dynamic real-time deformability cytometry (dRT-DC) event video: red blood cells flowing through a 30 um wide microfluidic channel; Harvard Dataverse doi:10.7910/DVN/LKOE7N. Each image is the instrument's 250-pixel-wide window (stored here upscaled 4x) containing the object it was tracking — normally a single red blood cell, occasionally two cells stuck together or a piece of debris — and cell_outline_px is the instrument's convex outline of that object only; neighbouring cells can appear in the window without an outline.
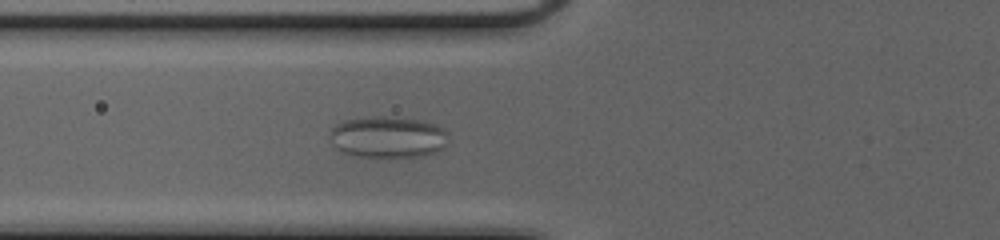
{"species": "common noctule bat (a hibernating species)", "species_latin": "Nyctalus noctula", "temperature_condition": "cold", "stored_images_in_passage": 37, "camera_frame_rate_fps": 3000, "um_per_image_px": 0.085, "animal": {"sex": "female", "body_mass_g": 20.0, "forearm_length_mm": 54.0}, "frame": {"image": 1, "passage_image": 4, "time_ms": 1.0, "image_size_px": [1000, 240], "cell_outline_px": [[448, 132], [444, 144], [440, 148], [432, 152], [420, 156], [396, 160], [388, 160], [356, 156], [344, 152], [340, 148], [332, 132], [332, 128], [336, 124], [344, 120], [368, 116], [384, 116], [416, 120], [436, 124]], "centroid_in_image_um": [33.01, 11.68], "position_along_channel_um": 92.8, "area_um2": 28.61}}
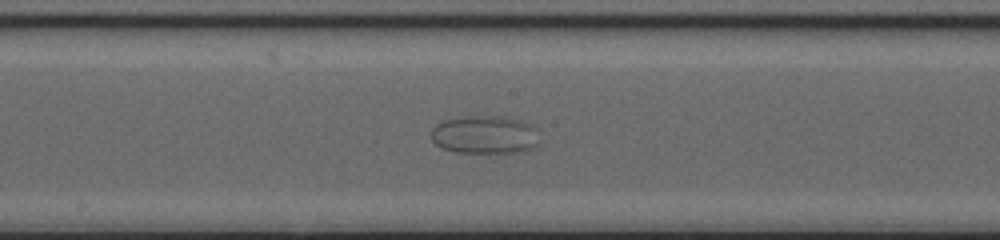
{"frame": {"image": 2, "passage_image": 13, "time_ms": 4.0, "image_size_px": [1000, 240], "cell_outline_px": [[536, 144], [532, 148], [516, 152], [456, 152], [444, 148], [436, 144], [432, 140], [432, 128], [436, 124], [444, 120], [464, 116], [508, 116], [520, 120], [532, 128]], "centroid_in_image_um": [41.11, 11.43], "position_along_channel_um": 207.1, "area_um2": 23.47}}
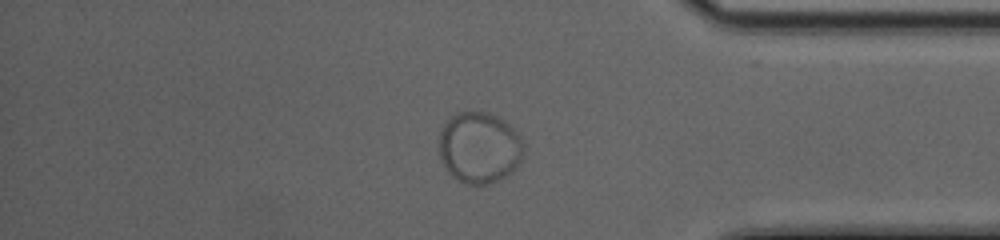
{"frame": {"image": 3, "passage_image": 29, "time_ms": 9.333, "image_size_px": [1000, 240], "cell_outline_px": [[524, 156], [512, 172], [488, 184], [468, 184], [452, 176], [444, 164], [440, 156], [440, 132], [444, 124], [452, 116], [460, 112], [484, 112], [496, 116], [508, 124], [516, 132], [524, 144]], "centroid_in_image_um": [40.76, 12.55], "position_along_channel_um": 394.4, "area_um2": 34.62}}